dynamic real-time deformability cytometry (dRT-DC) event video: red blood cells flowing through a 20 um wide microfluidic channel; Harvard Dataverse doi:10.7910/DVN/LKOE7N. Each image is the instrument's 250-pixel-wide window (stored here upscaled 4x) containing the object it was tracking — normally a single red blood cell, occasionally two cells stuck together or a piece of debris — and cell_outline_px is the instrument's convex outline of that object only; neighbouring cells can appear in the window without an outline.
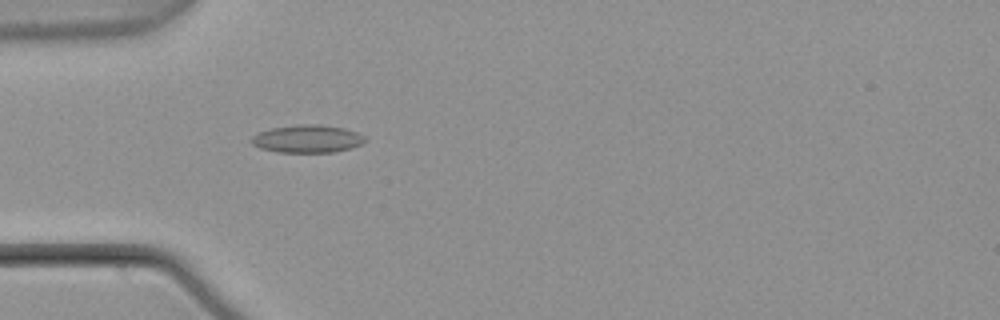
{"species": "common noctule bat (a hibernating species)", "species_latin": "Nyctalus noctula", "temperature_condition": "warm", "stored_images_in_passage": 54, "camera_frame_rate_fps": 3000, "um_per_image_px": 0.085, "animal": {"sex": "male", "body_mass_g": 21.5, "forearm_length_mm": 52.0}, "frame": {"image": 1, "passage_image": 17, "time_ms": 5.333, "image_size_px": [1000, 320], "cell_outline_px": [[368, 140], [364, 144], [352, 148], [332, 152], [276, 152], [260, 148], [252, 144], [252, 136], [256, 132], [272, 128], [296, 124], [320, 124], [344, 128], [356, 132], [364, 136]], "centroid_in_image_um": [26.14, 11.79], "position_along_channel_um": 58.9, "area_um2": 18.61}}
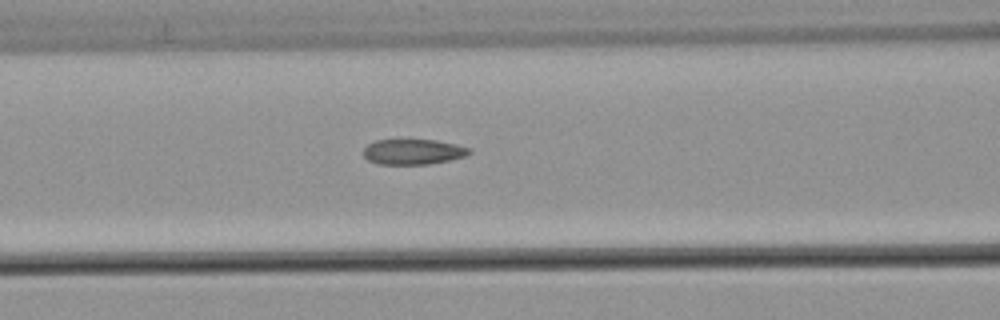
{"frame": {"image": 2, "passage_image": 23, "time_ms": 7.333, "image_size_px": [1000, 320], "cell_outline_px": [[472, 152], [464, 156], [448, 160], [428, 164], [380, 164], [368, 160], [364, 156], [364, 148], [368, 144], [376, 140], [436, 140], [456, 144], [472, 148]], "centroid_in_image_um": [35.13, 12.89], "position_along_channel_um": 131.5, "area_um2": 15.55}}
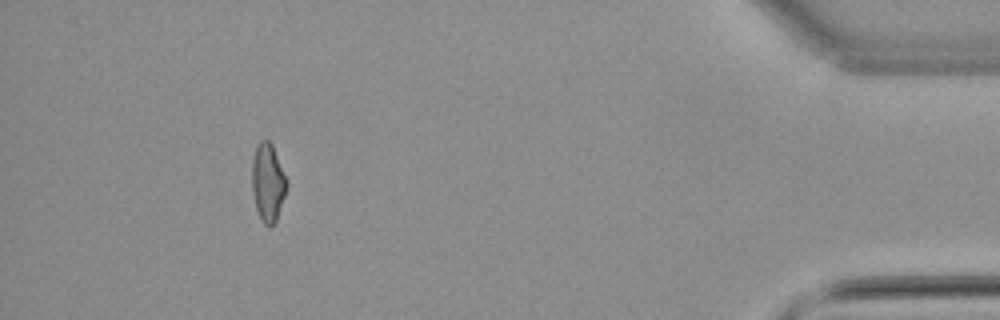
{"frame": {"image": 3, "passage_image": 50, "time_ms": 16.333, "image_size_px": [1000, 320], "cell_outline_px": [[288, 184], [276, 220], [268, 228], [260, 220], [256, 208], [252, 192], [252, 160], [256, 144], [260, 140], [268, 140], [272, 144], [288, 180]], "centroid_in_image_um": [22.76, 15.49], "position_along_channel_um": 412.4, "area_um2": 15.95}, "authors_computed_cell_mechanics": {"area_um2": 16.3285, "velocity_mm_per_s": 3.8139, "shape_relaxation_time_tau1_ms": null, "shape_relaxation_time_tau2_ms": 1.983, "deformation_change_tau1": null, "deformation_change_tau2": 0.0983}}